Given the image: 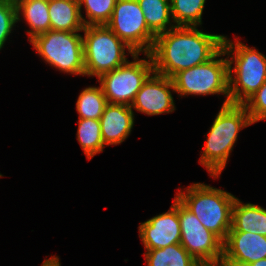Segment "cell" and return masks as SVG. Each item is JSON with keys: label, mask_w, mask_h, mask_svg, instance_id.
Returning a JSON list of instances; mask_svg holds the SVG:
<instances>
[{"label": "cell", "mask_w": 266, "mask_h": 266, "mask_svg": "<svg viewBox=\"0 0 266 266\" xmlns=\"http://www.w3.org/2000/svg\"><path fill=\"white\" fill-rule=\"evenodd\" d=\"M41 266H61L59 258L57 256H53L49 259L43 261Z\"/></svg>", "instance_id": "cell-27"}, {"label": "cell", "mask_w": 266, "mask_h": 266, "mask_svg": "<svg viewBox=\"0 0 266 266\" xmlns=\"http://www.w3.org/2000/svg\"><path fill=\"white\" fill-rule=\"evenodd\" d=\"M178 192L175 197L196 215L205 228L224 241L232 227V208L236 197L204 183H194L186 188L187 193Z\"/></svg>", "instance_id": "cell-3"}, {"label": "cell", "mask_w": 266, "mask_h": 266, "mask_svg": "<svg viewBox=\"0 0 266 266\" xmlns=\"http://www.w3.org/2000/svg\"><path fill=\"white\" fill-rule=\"evenodd\" d=\"M141 10L144 13L146 24L148 29L155 35L164 33L176 25H171L167 28L170 23L171 4L170 0H137Z\"/></svg>", "instance_id": "cell-18"}, {"label": "cell", "mask_w": 266, "mask_h": 266, "mask_svg": "<svg viewBox=\"0 0 266 266\" xmlns=\"http://www.w3.org/2000/svg\"><path fill=\"white\" fill-rule=\"evenodd\" d=\"M106 26L135 53H150L156 36L148 29L137 0H117Z\"/></svg>", "instance_id": "cell-10"}, {"label": "cell", "mask_w": 266, "mask_h": 266, "mask_svg": "<svg viewBox=\"0 0 266 266\" xmlns=\"http://www.w3.org/2000/svg\"><path fill=\"white\" fill-rule=\"evenodd\" d=\"M243 105L252 123L266 120V82Z\"/></svg>", "instance_id": "cell-25"}, {"label": "cell", "mask_w": 266, "mask_h": 266, "mask_svg": "<svg viewBox=\"0 0 266 266\" xmlns=\"http://www.w3.org/2000/svg\"><path fill=\"white\" fill-rule=\"evenodd\" d=\"M139 236L146 250L165 248L181 242V228L178 218V199L171 208L152 217L139 226Z\"/></svg>", "instance_id": "cell-11"}, {"label": "cell", "mask_w": 266, "mask_h": 266, "mask_svg": "<svg viewBox=\"0 0 266 266\" xmlns=\"http://www.w3.org/2000/svg\"><path fill=\"white\" fill-rule=\"evenodd\" d=\"M251 124L253 123L244 105H222L208 132L199 161L211 176L216 178L221 174L237 140L238 132Z\"/></svg>", "instance_id": "cell-2"}, {"label": "cell", "mask_w": 266, "mask_h": 266, "mask_svg": "<svg viewBox=\"0 0 266 266\" xmlns=\"http://www.w3.org/2000/svg\"><path fill=\"white\" fill-rule=\"evenodd\" d=\"M208 266H223L222 264H218V265H208Z\"/></svg>", "instance_id": "cell-28"}, {"label": "cell", "mask_w": 266, "mask_h": 266, "mask_svg": "<svg viewBox=\"0 0 266 266\" xmlns=\"http://www.w3.org/2000/svg\"><path fill=\"white\" fill-rule=\"evenodd\" d=\"M137 92L131 108L147 115H159L175 110L173 96L175 92L172 78L153 72ZM170 88V89H169Z\"/></svg>", "instance_id": "cell-12"}, {"label": "cell", "mask_w": 266, "mask_h": 266, "mask_svg": "<svg viewBox=\"0 0 266 266\" xmlns=\"http://www.w3.org/2000/svg\"><path fill=\"white\" fill-rule=\"evenodd\" d=\"M206 0H170L172 20L176 26L197 27L202 24Z\"/></svg>", "instance_id": "cell-21"}, {"label": "cell", "mask_w": 266, "mask_h": 266, "mask_svg": "<svg viewBox=\"0 0 266 266\" xmlns=\"http://www.w3.org/2000/svg\"><path fill=\"white\" fill-rule=\"evenodd\" d=\"M229 231L256 233L266 237V209L236 198L232 208V227Z\"/></svg>", "instance_id": "cell-16"}, {"label": "cell", "mask_w": 266, "mask_h": 266, "mask_svg": "<svg viewBox=\"0 0 266 266\" xmlns=\"http://www.w3.org/2000/svg\"><path fill=\"white\" fill-rule=\"evenodd\" d=\"M138 55L139 53L132 55L134 62L127 61L124 65L98 78L108 103L131 106L137 92L147 78L153 74L154 65L150 53H146V58L149 61L139 60Z\"/></svg>", "instance_id": "cell-8"}, {"label": "cell", "mask_w": 266, "mask_h": 266, "mask_svg": "<svg viewBox=\"0 0 266 266\" xmlns=\"http://www.w3.org/2000/svg\"><path fill=\"white\" fill-rule=\"evenodd\" d=\"M30 43L51 66L65 73L85 75L83 36L77 32L49 30Z\"/></svg>", "instance_id": "cell-7"}, {"label": "cell", "mask_w": 266, "mask_h": 266, "mask_svg": "<svg viewBox=\"0 0 266 266\" xmlns=\"http://www.w3.org/2000/svg\"><path fill=\"white\" fill-rule=\"evenodd\" d=\"M17 7V21H20V13L28 22L31 30H27L29 41L35 36L50 30L49 0H15Z\"/></svg>", "instance_id": "cell-17"}, {"label": "cell", "mask_w": 266, "mask_h": 266, "mask_svg": "<svg viewBox=\"0 0 266 266\" xmlns=\"http://www.w3.org/2000/svg\"><path fill=\"white\" fill-rule=\"evenodd\" d=\"M99 120L104 145H117L131 133L134 113L131 106L108 103Z\"/></svg>", "instance_id": "cell-14"}, {"label": "cell", "mask_w": 266, "mask_h": 266, "mask_svg": "<svg viewBox=\"0 0 266 266\" xmlns=\"http://www.w3.org/2000/svg\"><path fill=\"white\" fill-rule=\"evenodd\" d=\"M83 55L85 75L98 78L127 62L125 48L135 52L106 25L85 26Z\"/></svg>", "instance_id": "cell-5"}, {"label": "cell", "mask_w": 266, "mask_h": 266, "mask_svg": "<svg viewBox=\"0 0 266 266\" xmlns=\"http://www.w3.org/2000/svg\"><path fill=\"white\" fill-rule=\"evenodd\" d=\"M236 41L233 43L224 36L222 48L228 57L234 55L228 59L229 104L243 105L266 82V57L255 48ZM234 62L235 77L232 76Z\"/></svg>", "instance_id": "cell-4"}, {"label": "cell", "mask_w": 266, "mask_h": 266, "mask_svg": "<svg viewBox=\"0 0 266 266\" xmlns=\"http://www.w3.org/2000/svg\"><path fill=\"white\" fill-rule=\"evenodd\" d=\"M221 264L223 266H266V258L258 260L254 263L232 259H222Z\"/></svg>", "instance_id": "cell-26"}, {"label": "cell", "mask_w": 266, "mask_h": 266, "mask_svg": "<svg viewBox=\"0 0 266 266\" xmlns=\"http://www.w3.org/2000/svg\"><path fill=\"white\" fill-rule=\"evenodd\" d=\"M144 255L148 266H202L180 243L147 250Z\"/></svg>", "instance_id": "cell-19"}, {"label": "cell", "mask_w": 266, "mask_h": 266, "mask_svg": "<svg viewBox=\"0 0 266 266\" xmlns=\"http://www.w3.org/2000/svg\"><path fill=\"white\" fill-rule=\"evenodd\" d=\"M77 124H79L77 140L90 160L97 153L102 152L105 146L101 134L100 120L79 118Z\"/></svg>", "instance_id": "cell-20"}, {"label": "cell", "mask_w": 266, "mask_h": 266, "mask_svg": "<svg viewBox=\"0 0 266 266\" xmlns=\"http://www.w3.org/2000/svg\"><path fill=\"white\" fill-rule=\"evenodd\" d=\"M266 258V237L241 231H229L223 241L222 259L254 263Z\"/></svg>", "instance_id": "cell-13"}, {"label": "cell", "mask_w": 266, "mask_h": 266, "mask_svg": "<svg viewBox=\"0 0 266 266\" xmlns=\"http://www.w3.org/2000/svg\"><path fill=\"white\" fill-rule=\"evenodd\" d=\"M108 104L106 97L100 87L85 88L76 102V109L79 118L82 119H100L103 111Z\"/></svg>", "instance_id": "cell-22"}, {"label": "cell", "mask_w": 266, "mask_h": 266, "mask_svg": "<svg viewBox=\"0 0 266 266\" xmlns=\"http://www.w3.org/2000/svg\"><path fill=\"white\" fill-rule=\"evenodd\" d=\"M17 21L15 0H0V50Z\"/></svg>", "instance_id": "cell-24"}, {"label": "cell", "mask_w": 266, "mask_h": 266, "mask_svg": "<svg viewBox=\"0 0 266 266\" xmlns=\"http://www.w3.org/2000/svg\"><path fill=\"white\" fill-rule=\"evenodd\" d=\"M80 10L85 5L86 15L89 20L83 19L85 26L106 25L113 13L117 0H78Z\"/></svg>", "instance_id": "cell-23"}, {"label": "cell", "mask_w": 266, "mask_h": 266, "mask_svg": "<svg viewBox=\"0 0 266 266\" xmlns=\"http://www.w3.org/2000/svg\"><path fill=\"white\" fill-rule=\"evenodd\" d=\"M223 40L224 35L204 33L197 27L175 26L155 38L150 52L154 72L172 78L204 64L222 49Z\"/></svg>", "instance_id": "cell-1"}, {"label": "cell", "mask_w": 266, "mask_h": 266, "mask_svg": "<svg viewBox=\"0 0 266 266\" xmlns=\"http://www.w3.org/2000/svg\"><path fill=\"white\" fill-rule=\"evenodd\" d=\"M178 218L181 228L180 244L202 266L221 264L223 241L204 227L195 214L178 200Z\"/></svg>", "instance_id": "cell-9"}, {"label": "cell", "mask_w": 266, "mask_h": 266, "mask_svg": "<svg viewBox=\"0 0 266 266\" xmlns=\"http://www.w3.org/2000/svg\"><path fill=\"white\" fill-rule=\"evenodd\" d=\"M50 30L79 32L83 23L78 0H49Z\"/></svg>", "instance_id": "cell-15"}, {"label": "cell", "mask_w": 266, "mask_h": 266, "mask_svg": "<svg viewBox=\"0 0 266 266\" xmlns=\"http://www.w3.org/2000/svg\"><path fill=\"white\" fill-rule=\"evenodd\" d=\"M223 48L208 62L179 71L172 77L175 92L184 95L224 94L229 104V64ZM217 58V59H216Z\"/></svg>", "instance_id": "cell-6"}]
</instances>
